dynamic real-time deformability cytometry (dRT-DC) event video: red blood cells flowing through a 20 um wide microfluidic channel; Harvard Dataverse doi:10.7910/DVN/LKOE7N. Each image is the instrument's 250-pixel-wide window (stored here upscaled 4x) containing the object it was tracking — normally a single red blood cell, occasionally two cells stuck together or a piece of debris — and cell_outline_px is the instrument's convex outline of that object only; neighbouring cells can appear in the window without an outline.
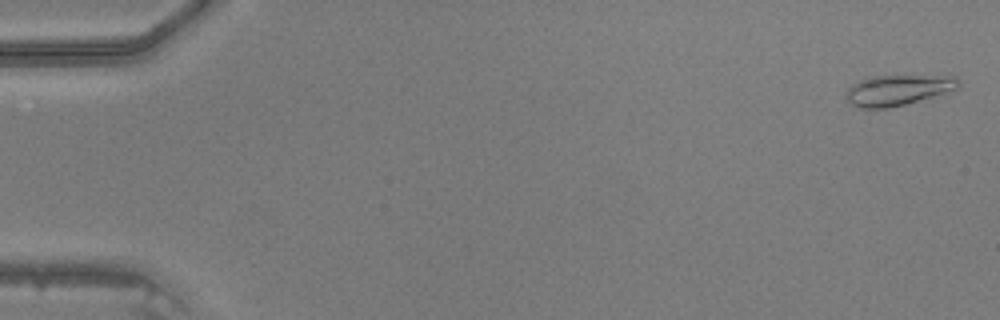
{"species": "common noctule bat (a hibernating species)", "species_latin": "Nyctalus noctula", "temperature_condition": "warm", "stored_images_in_passage": 9, "camera_frame_rate_fps": 3000, "um_per_image_px": 0.085, "animal": {"sex": "male", "body_mass_g": 20.5, "forearm_length_mm": 52.5}, "frame": {"image": 1, "passage_image": 2, "time_ms": 0.333, "image_size_px": [1000, 320], "cell_outline_px": [[960, 84], [956, 88], [932, 96], [904, 104], [888, 108], [860, 108], [852, 104], [848, 100], [848, 88], [852, 84], [860, 80], [876, 76], [896, 72], [956, 76]], "centroid_in_image_um": [76.36, 7.58], "position_along_channel_um": 8.6, "area_um2": 20.52}}